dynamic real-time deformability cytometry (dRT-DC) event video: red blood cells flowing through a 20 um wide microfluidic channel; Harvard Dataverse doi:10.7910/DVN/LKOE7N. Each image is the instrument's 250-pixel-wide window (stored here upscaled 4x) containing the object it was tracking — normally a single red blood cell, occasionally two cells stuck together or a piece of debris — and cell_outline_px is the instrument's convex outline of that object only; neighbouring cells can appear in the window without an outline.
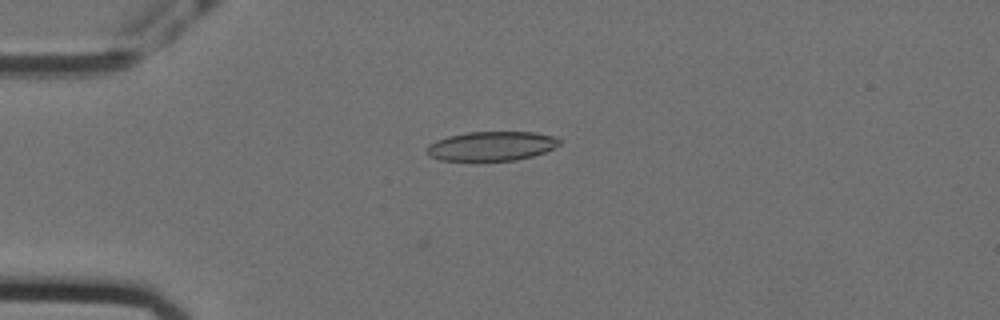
{"species": "Egyptian fruit bat (a non-hibernating species)", "species_latin": "Rousettus aegyptiacus", "temperature_condition": "cold", "stored_images_in_passage": 42, "camera_frame_rate_fps": 3000, "um_per_image_px": 0.085, "animal": {"sex": "female"}, "frame": {"image": 1, "passage_image": 1, "time_ms": 0.0, "image_size_px": [1000, 320], "cell_outline_px": [[560, 144], [544, 152], [532, 156], [516, 160], [480, 164], [440, 160], [428, 156], [424, 152], [424, 148], [428, 144], [436, 140], [448, 136], [468, 132], [532, 132], [556, 136], [560, 140]], "centroid_in_image_um": [41.67, 12.47], "position_along_channel_um": 43.3, "area_um2": 23.81}}
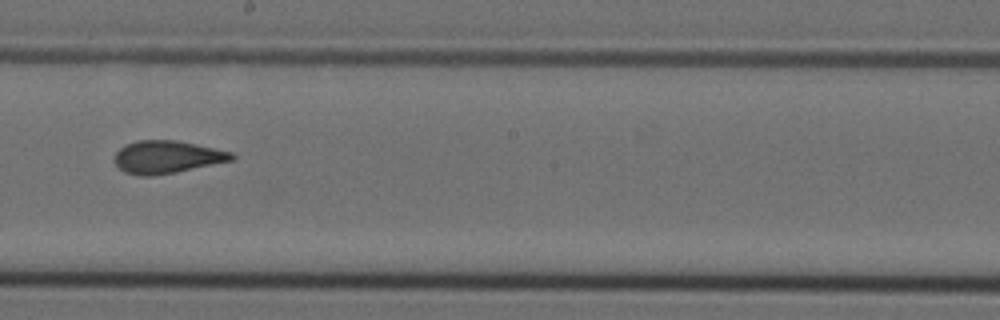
{"frame": {"image": 2, "passage_image": 19, "time_ms": 6.0, "image_size_px": [1000, 320], "cell_outline_px": [[236, 156], [232, 160], [176, 172], [152, 176], [140, 176], [124, 172], [116, 164], [116, 152], [124, 144], [136, 140], [176, 140], [236, 152]], "centroid_in_image_um": [14.22, 13.33], "position_along_channel_um": 234.0, "area_um2": 22.37}}
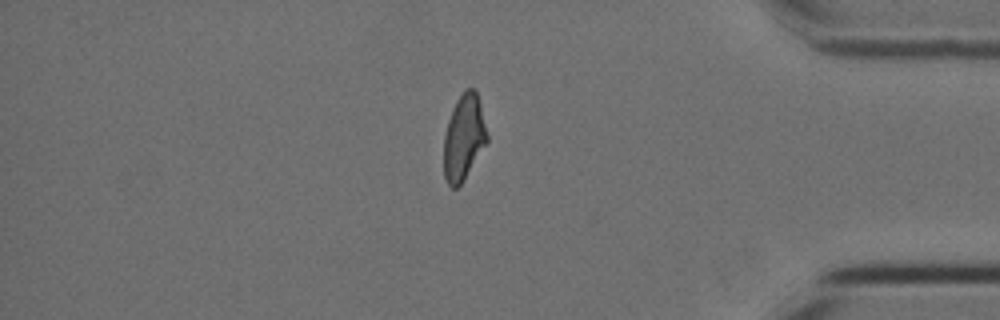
{"frame": {"image": 3, "passage_image": 35, "time_ms": 11.333, "image_size_px": [1000, 320], "cell_outline_px": [[488, 140], [464, 180], [456, 188], [452, 188], [448, 184], [444, 176], [444, 136], [448, 120], [452, 108], [456, 100], [464, 88], [472, 88], [476, 92], [480, 104], [488, 136]], "centroid_in_image_um": [39.41, 11.67], "position_along_channel_um": 395.8, "area_um2": 21.5}, "authors_computed_cell_mechanics": {"area_um2": 22.253, "velocity_mm_per_s": 3.5647, "shape_relaxation_time_tau1_ms": 8.114, "shape_relaxation_time_tau2_ms": 1.7417, "deformation_change_tau1": 0.1929, "deformation_change_tau2": 0.0907}}